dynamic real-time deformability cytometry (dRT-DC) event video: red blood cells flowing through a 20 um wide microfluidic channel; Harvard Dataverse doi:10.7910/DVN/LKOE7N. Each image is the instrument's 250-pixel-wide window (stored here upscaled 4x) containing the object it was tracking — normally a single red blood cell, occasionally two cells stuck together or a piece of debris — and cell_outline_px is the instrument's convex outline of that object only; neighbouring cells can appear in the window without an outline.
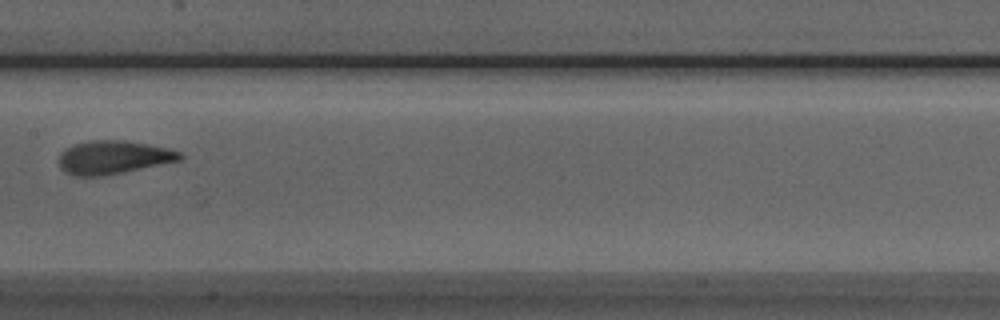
{"species": "Egyptian fruit bat (a non-hibernating species)", "species_latin": "Rousettus aegyptiacus", "temperature_condition": "room temperature", "stored_images_in_passage": 6, "camera_frame_rate_fps": 3000, "um_per_image_px": 0.085, "animal": {"sex": "male"}, "frame": {"image": 1, "passage_image": 5, "time_ms": 4.667, "image_size_px": [1000, 320], "cell_outline_px": [[184, 156], [180, 160], [124, 172], [100, 176], [76, 176], [64, 172], [60, 168], [60, 152], [64, 148], [72, 144], [92, 140], [124, 140], [148, 144], [168, 148], [180, 152]], "centroid_in_image_um": [9.6, 13.36], "position_along_channel_um": 197.8, "area_um2": 23.58}}
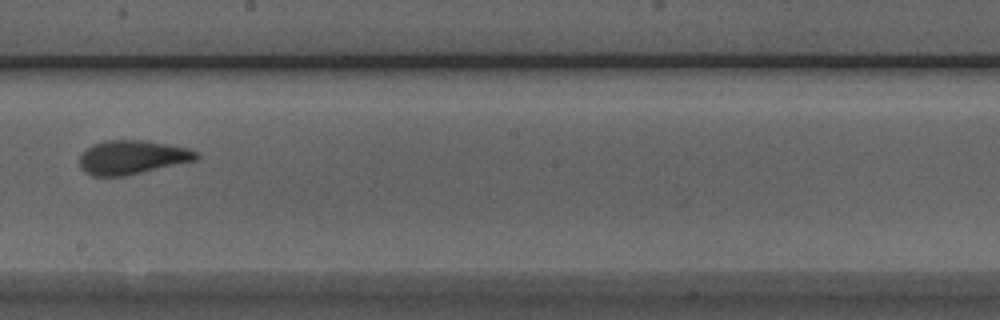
{"frame": {"image": 2, "passage_image": 6, "time_ms": 5.667, "image_size_px": [1000, 320], "cell_outline_px": [[200, 156], [196, 160], [124, 176], [92, 176], [84, 172], [80, 168], [80, 156], [92, 144], [104, 140], [144, 140], [188, 148], [200, 152]], "centroid_in_image_um": [11.23, 13.37], "position_along_channel_um": 237.0, "area_um2": 23.06}}